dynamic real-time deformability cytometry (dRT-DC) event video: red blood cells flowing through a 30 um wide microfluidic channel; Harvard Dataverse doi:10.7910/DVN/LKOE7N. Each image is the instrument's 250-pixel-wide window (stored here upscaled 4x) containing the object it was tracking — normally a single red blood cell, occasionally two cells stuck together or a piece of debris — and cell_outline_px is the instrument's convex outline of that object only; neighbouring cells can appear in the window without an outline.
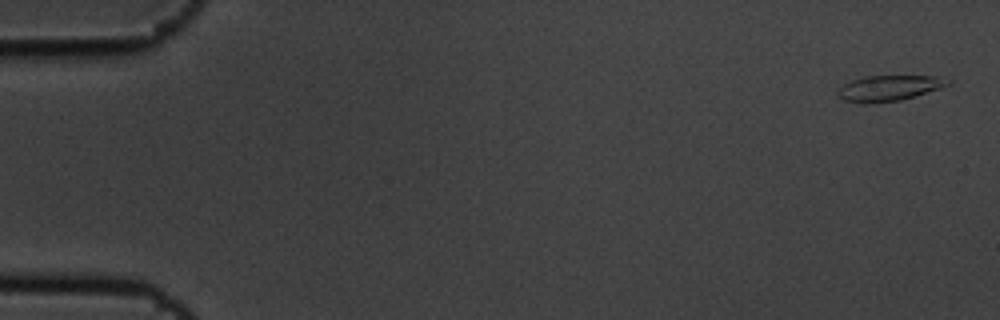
{"species": "common noctule bat (a hibernating species)", "species_latin": "Nyctalus noctula", "temperature_condition": "cold", "stored_images_in_passage": 6, "segment_of_instrument_passage": [2, 2], "camera_frame_rate_fps": 3000, "um_per_image_px": 0.085, "animal": {"sex": "male", "body_mass_g": 19.5, "forearm_length_mm": 54.6}, "frame": {"image": 1, "passage_image": 6, "time_ms": 1.667, "image_size_px": [1000, 320], "cell_outline_px": [[952, 84], [940, 88], [900, 100], [864, 104], [844, 100], [836, 92], [844, 84], [852, 80], [864, 76], [936, 76], [952, 80]], "centroid_in_image_um": [75.58, 7.48], "position_along_channel_um": 9.4, "area_um2": 16.3}}